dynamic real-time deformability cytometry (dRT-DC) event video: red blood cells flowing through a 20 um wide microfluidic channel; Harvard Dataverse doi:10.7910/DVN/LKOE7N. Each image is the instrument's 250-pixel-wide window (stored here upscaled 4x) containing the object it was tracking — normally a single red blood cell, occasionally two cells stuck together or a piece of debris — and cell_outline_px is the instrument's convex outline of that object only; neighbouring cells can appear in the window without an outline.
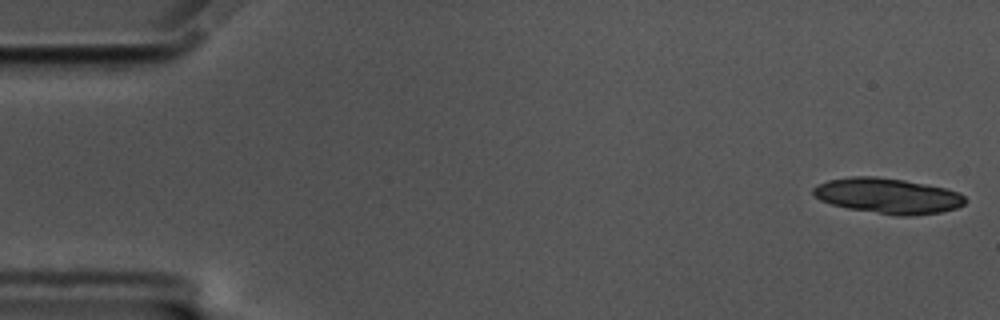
{"species": "common noctule bat (a hibernating species)", "species_latin": "Nyctalus noctula", "temperature_condition": "cold", "stored_images_in_passage": 26, "camera_frame_rate_fps": 3000, "um_per_image_px": 0.085, "animal": {"sex": "male", "body_mass_g": 17.5, "forearm_length_mm": 52.3}, "frame": {"image": 1, "passage_image": 1, "time_ms": 0.0, "image_size_px": [1000, 320], "cell_outline_px": [[968, 200], [964, 204], [956, 208], [940, 212], [908, 216], [896, 216], [848, 208], [832, 204], [820, 200], [812, 192], [812, 188], [816, 184], [828, 180], [852, 176], [876, 176], [904, 180], [944, 188], [960, 192]], "centroid_in_image_um": [75.46, 16.64], "position_along_channel_um": 9.5, "area_um2": 31.39}}